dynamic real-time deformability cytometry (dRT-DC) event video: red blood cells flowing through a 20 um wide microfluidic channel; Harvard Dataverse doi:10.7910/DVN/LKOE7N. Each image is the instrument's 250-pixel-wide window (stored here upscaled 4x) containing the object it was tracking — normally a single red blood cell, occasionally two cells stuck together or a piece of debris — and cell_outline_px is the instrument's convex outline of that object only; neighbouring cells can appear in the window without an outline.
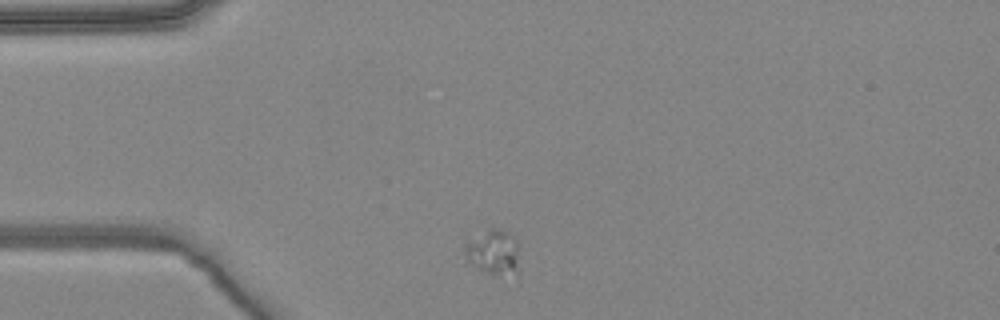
{"species": "common noctule bat (a hibernating species)", "species_latin": "Nyctalus noctula", "temperature_condition": "warm", "stored_images_in_passage": 2, "camera_frame_rate_fps": 3000, "um_per_image_px": 0.085, "animal": {"sex": "female", "body_mass_g": 24.6, "forearm_length_mm": 56.2}, "frame": {"image": 1, "passage_image": 1, "time_ms": 0.0, "image_size_px": [1000, 320], "cell_outline_px": [[516, 272], [480, 272], [468, 260], [464, 252], [464, 248], [468, 244], [488, 228], [500, 228], [512, 232], [516, 236]], "centroid_in_image_um": [41.92, 21.36], "position_along_channel_um": 43.1, "area_um2": 13.53}}